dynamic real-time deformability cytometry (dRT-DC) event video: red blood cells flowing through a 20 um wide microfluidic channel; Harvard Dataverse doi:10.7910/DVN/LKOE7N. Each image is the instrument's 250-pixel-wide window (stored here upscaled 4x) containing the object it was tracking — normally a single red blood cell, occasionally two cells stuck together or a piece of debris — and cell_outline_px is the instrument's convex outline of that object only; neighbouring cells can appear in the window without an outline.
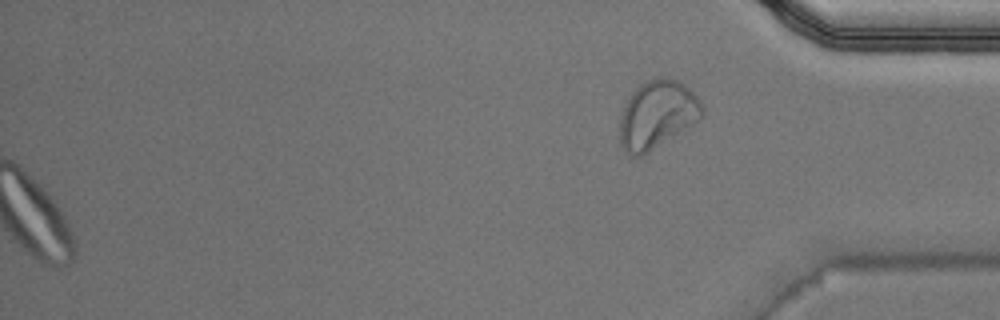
{"species": "Egyptian fruit bat (a non-hibernating species)", "species_latin": "Rousettus aegyptiacus", "temperature_condition": "warm", "stored_images_in_passage": 51, "camera_frame_rate_fps": 3000, "um_per_image_px": 0.085, "animal": {"sex": "male"}, "frame": {"image": 1, "passage_image": 51, "time_ms": 16.667, "image_size_px": [1000, 320], "cell_outline_px": [[704, 112], [700, 120], [648, 152], [640, 156], [632, 156], [624, 152], [620, 144], [620, 116], [624, 104], [632, 92], [644, 80], [656, 76], [660, 76], [680, 80], [700, 100], [704, 108]], "centroid_in_image_um": [55.85, 9.71], "position_along_channel_um": 379.3, "area_um2": 33.0}, "authors_computed_cell_mechanics": {"area_um2": 23.8136, "velocity_mm_per_s": 3.9736, "shape_relaxation_time_tau1_ms": null, "shape_relaxation_time_tau2_ms": 1.6734, "deformation_change_tau1": null, "deformation_change_tau2": 0.0695}}